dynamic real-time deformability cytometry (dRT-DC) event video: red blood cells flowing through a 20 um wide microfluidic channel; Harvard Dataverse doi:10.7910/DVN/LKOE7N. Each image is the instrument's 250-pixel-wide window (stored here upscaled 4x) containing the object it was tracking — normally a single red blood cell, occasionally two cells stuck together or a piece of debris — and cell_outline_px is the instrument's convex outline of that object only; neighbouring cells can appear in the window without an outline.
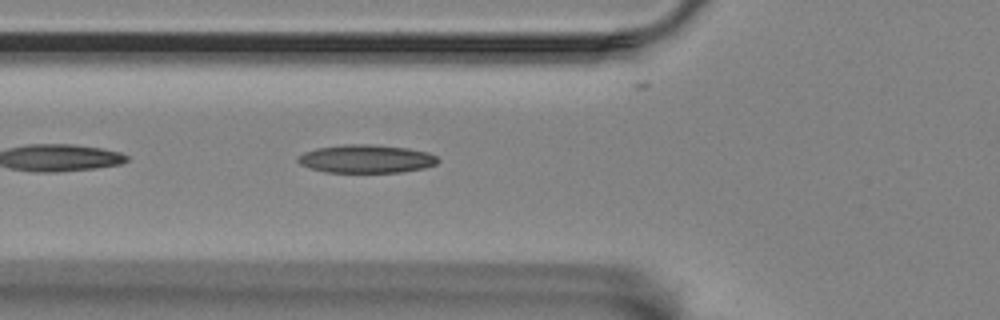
{"species": "Egyptian fruit bat (a non-hibernating species)", "species_latin": "Rousettus aegyptiacus", "temperature_condition": "room temperature", "stored_images_in_passage": 40, "camera_frame_rate_fps": 3000, "um_per_image_px": 0.085, "animal": {"sex": "female"}, "frame": {"image": 1, "passage_image": 5, "time_ms": 1.333, "image_size_px": [1000, 320], "cell_outline_px": [[440, 160], [436, 164], [424, 168], [400, 172], [328, 172], [312, 168], [300, 164], [296, 160], [296, 156], [304, 152], [316, 148], [344, 144], [372, 144], [408, 148], [428, 152], [436, 156]], "centroid_in_image_um": [31.12, 13.49], "position_along_channel_um": 94.7, "area_um2": 23.06}}
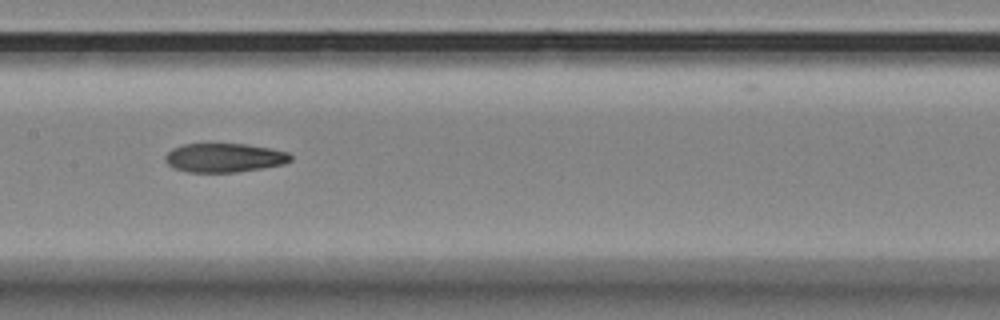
{"frame": {"image": 2, "passage_image": 13, "time_ms": 4.0, "image_size_px": [1000, 320], "cell_outline_px": [[292, 160], [284, 164], [236, 172], [188, 172], [172, 168], [164, 160], [164, 156], [172, 148], [184, 144], [244, 144], [268, 148], [288, 152], [292, 156]], "centroid_in_image_um": [19.03, 13.41], "position_along_channel_um": 188.4, "area_um2": 21.1}}
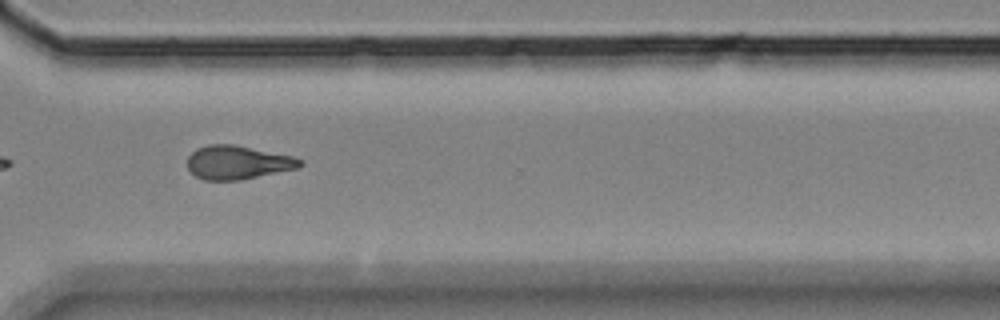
{"frame": {"image": 3, "passage_image": 27, "time_ms": 8.667, "image_size_px": [1000, 320], "cell_outline_px": [[304, 164], [296, 168], [240, 180], [204, 180], [196, 176], [188, 168], [188, 156], [196, 148], [208, 144], [232, 144], [292, 156], [300, 160]], "centroid_in_image_um": [20.16, 13.8], "position_along_channel_um": 350.4, "area_um2": 21.79}}